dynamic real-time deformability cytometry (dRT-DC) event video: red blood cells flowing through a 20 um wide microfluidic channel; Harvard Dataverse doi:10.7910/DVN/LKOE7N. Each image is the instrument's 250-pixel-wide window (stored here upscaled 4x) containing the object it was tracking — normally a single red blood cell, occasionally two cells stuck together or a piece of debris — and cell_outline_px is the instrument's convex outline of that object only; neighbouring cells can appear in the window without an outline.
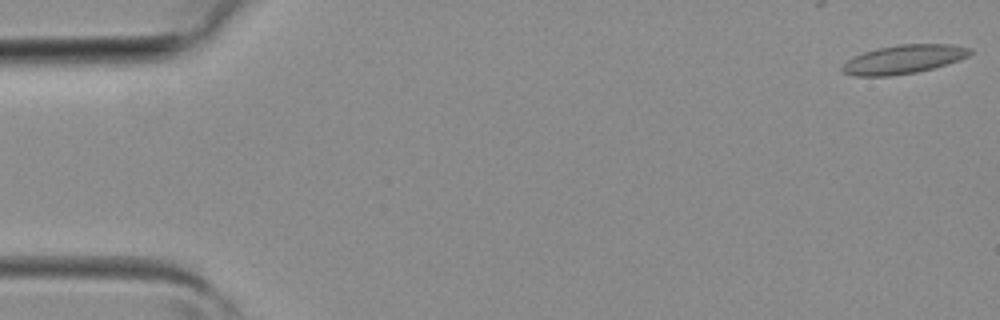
{"species": "common noctule bat (a hibernating species)", "species_latin": "Nyctalus noctula", "temperature_condition": "room temperature", "stored_images_in_passage": 5, "camera_frame_rate_fps": 3000, "um_per_image_px": 0.085, "animal": {"sex": "female", "body_mass_g": 19.3, "forearm_length_mm": 54.1}, "frame": {"image": 1, "passage_image": 1, "time_ms": 0.0, "image_size_px": [1000, 320], "cell_outline_px": [[972, 52], [968, 56], [960, 60], [932, 68], [916, 72], [888, 76], [856, 76], [844, 72], [840, 68], [852, 56], [864, 52], [880, 48], [900, 44], [952, 44], [972, 48]], "centroid_in_image_um": [76.83, 5.03], "position_along_channel_um": 8.2, "area_um2": 21.27}}
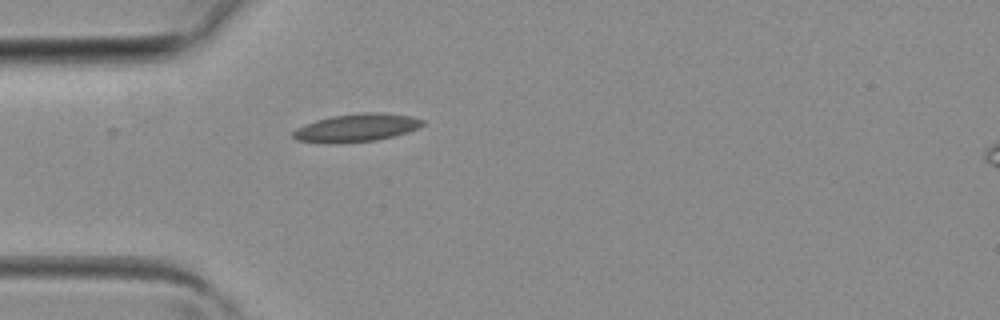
{"frame": {"image": 2, "passage_image": 4, "time_ms": 1.0, "image_size_px": [1000, 320], "cell_outline_px": [[424, 124], [408, 132], [376, 140], [344, 144], [324, 144], [296, 140], [292, 136], [292, 132], [296, 128], [304, 124], [316, 120], [332, 116], [364, 112], [380, 112], [408, 116], [424, 120]], "centroid_in_image_um": [30.23, 10.88], "position_along_channel_um": 54.8, "area_um2": 21.33}}